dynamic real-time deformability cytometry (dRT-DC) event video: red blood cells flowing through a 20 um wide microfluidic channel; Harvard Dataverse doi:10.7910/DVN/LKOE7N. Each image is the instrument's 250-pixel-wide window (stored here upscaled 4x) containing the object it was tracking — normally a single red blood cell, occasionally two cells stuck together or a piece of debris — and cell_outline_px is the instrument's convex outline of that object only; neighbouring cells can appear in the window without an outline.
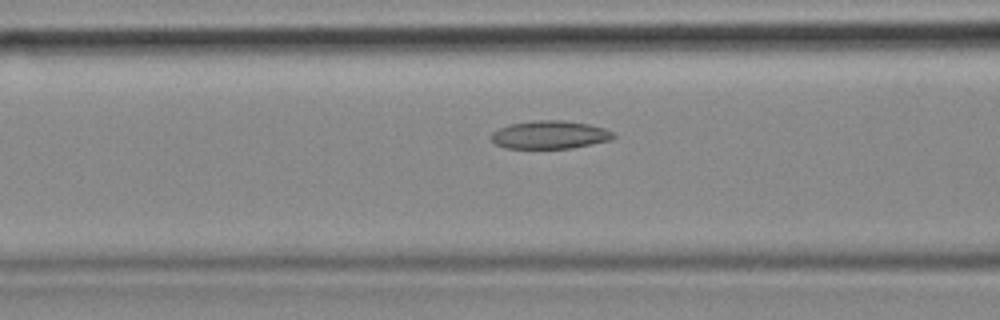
{"species": "common noctule bat (a hibernating species)", "species_latin": "Nyctalus noctula", "temperature_condition": "cold", "stored_images_in_passage": 40, "camera_frame_rate_fps": 3000, "um_per_image_px": 0.085, "animal": {"sex": "female", "body_mass_g": 18.4}, "frame": {"image": 1, "passage_image": 16, "time_ms": 5.0, "image_size_px": [1000, 320], "cell_outline_px": [[616, 136], [612, 140], [572, 148], [504, 148], [496, 144], [492, 140], [492, 132], [500, 128], [512, 124], [536, 120], [560, 120], [588, 124], [604, 128], [612, 132]], "centroid_in_image_um": [46.76, 11.46], "position_along_channel_um": 119.8, "area_um2": 19.83}}
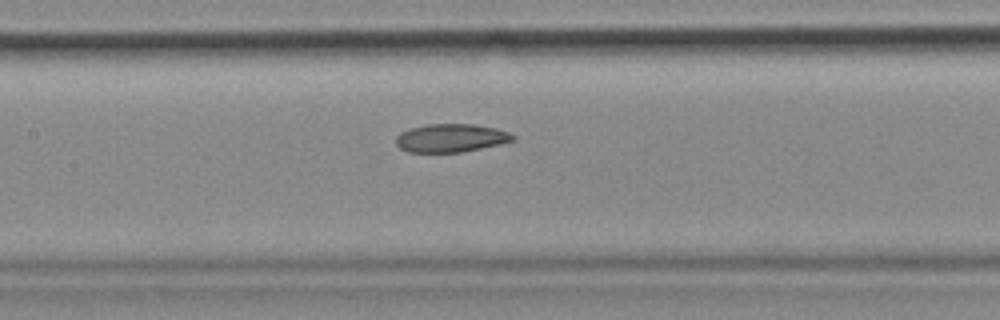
{"frame": {"image": 2, "passage_image": 20, "time_ms": 6.333, "image_size_px": [1000, 320], "cell_outline_px": [[516, 140], [500, 144], [460, 152], [408, 152], [400, 148], [396, 144], [396, 136], [400, 132], [412, 128], [428, 124], [472, 124], [496, 128], [508, 132], [516, 136]], "centroid_in_image_um": [38.34, 11.73], "position_along_channel_um": 169.1, "area_um2": 19.19}}
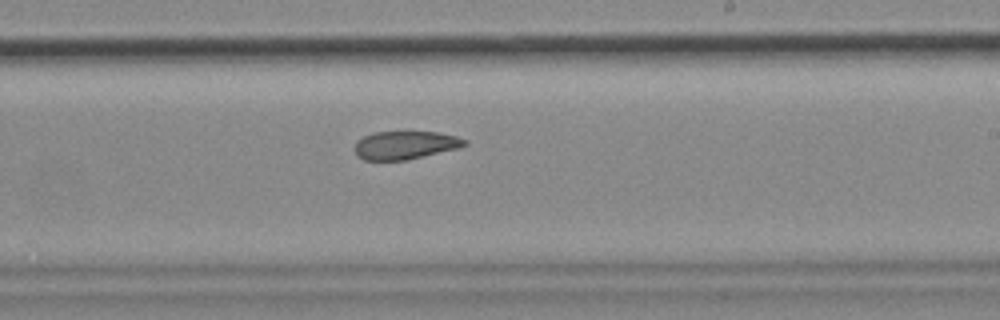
{"frame": {"image": 3, "passage_image": 27, "time_ms": 8.667, "image_size_px": [1000, 320], "cell_outline_px": [[468, 144], [456, 148], [404, 160], [364, 160], [356, 156], [352, 148], [356, 140], [372, 132], [440, 132], [456, 136], [468, 140]], "centroid_in_image_um": [34.36, 12.32], "position_along_channel_um": 254.6, "area_um2": 18.09}}